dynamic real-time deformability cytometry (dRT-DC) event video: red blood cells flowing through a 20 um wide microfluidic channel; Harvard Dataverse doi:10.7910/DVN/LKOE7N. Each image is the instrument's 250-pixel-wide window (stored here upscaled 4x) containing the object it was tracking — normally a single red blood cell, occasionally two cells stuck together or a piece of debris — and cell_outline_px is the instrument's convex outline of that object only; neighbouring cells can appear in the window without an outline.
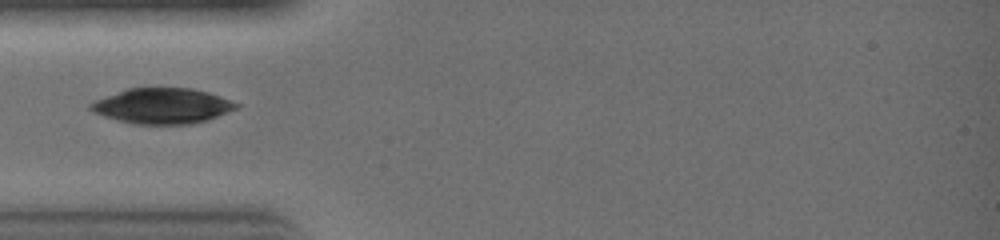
{"species": "common noctule bat (a hibernating species)", "species_latin": "Nyctalus noctula", "temperature_condition": "warm", "stored_images_in_passage": 12, "camera_frame_rate_fps": 3000, "um_per_image_px": 0.085, "animal": {"sex": "female", "body_mass_g": 19.0, "forearm_length_mm": 51.5}, "frame": {"image": 1, "passage_image": 1, "time_ms": 0.0, "image_size_px": [1000, 240], "cell_outline_px": [[240, 104], [236, 108], [208, 120], [192, 124], [136, 124], [104, 116], [92, 112], [88, 108], [88, 104], [96, 100], [128, 88], [192, 88], [208, 92], [220, 96]], "centroid_in_image_um": [13.79, 9.0], "position_along_channel_um": 71.2, "area_um2": 29.88}}
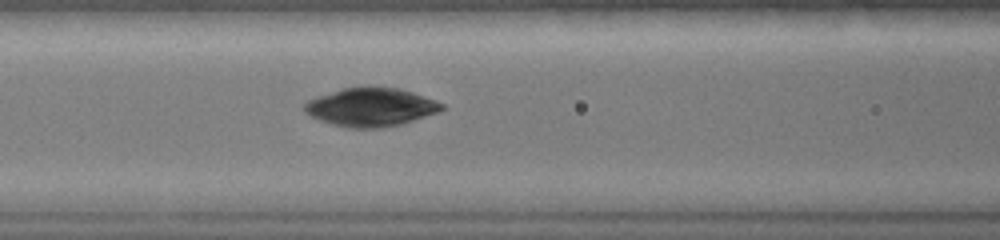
{"frame": {"image": 2, "passage_image": 4, "time_ms": 1.0, "image_size_px": [1000, 240], "cell_outline_px": [[444, 108], [436, 112], [404, 124], [384, 128], [348, 128], [332, 124], [320, 120], [304, 112], [304, 104], [308, 100], [344, 88], [364, 84], [368, 84], [400, 88], [436, 100], [444, 104]], "centroid_in_image_um": [31.54, 9.08], "position_along_channel_um": 135.1, "area_um2": 31.21}}